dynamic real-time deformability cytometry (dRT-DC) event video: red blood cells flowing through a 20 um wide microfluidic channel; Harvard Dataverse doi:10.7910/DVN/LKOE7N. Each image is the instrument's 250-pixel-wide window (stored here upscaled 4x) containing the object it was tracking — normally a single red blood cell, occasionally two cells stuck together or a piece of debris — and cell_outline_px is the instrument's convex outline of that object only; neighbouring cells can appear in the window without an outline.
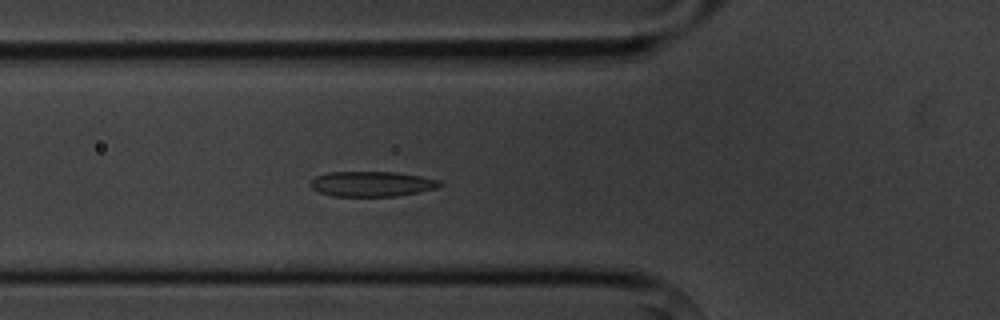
{"species": "common noctule bat (a hibernating species)", "species_latin": "Nyctalus noctula", "temperature_condition": "cold", "stored_images_in_passage": 5, "camera_frame_rate_fps": 3000, "um_per_image_px": 0.085, "animal": {"sex": "male", "body_mass_g": 20.1, "forearm_length_mm": 53.5}, "frame": {"image": 1, "passage_image": 5, "time_ms": 5.333, "image_size_px": [1000, 320], "cell_outline_px": [[444, 184], [436, 188], [396, 196], [332, 196], [320, 192], [312, 188], [308, 184], [316, 176], [328, 172], [396, 172], [420, 176], [440, 180]], "centroid_in_image_um": [31.59, 15.63], "position_along_channel_um": 94.2, "area_um2": 18.9}}